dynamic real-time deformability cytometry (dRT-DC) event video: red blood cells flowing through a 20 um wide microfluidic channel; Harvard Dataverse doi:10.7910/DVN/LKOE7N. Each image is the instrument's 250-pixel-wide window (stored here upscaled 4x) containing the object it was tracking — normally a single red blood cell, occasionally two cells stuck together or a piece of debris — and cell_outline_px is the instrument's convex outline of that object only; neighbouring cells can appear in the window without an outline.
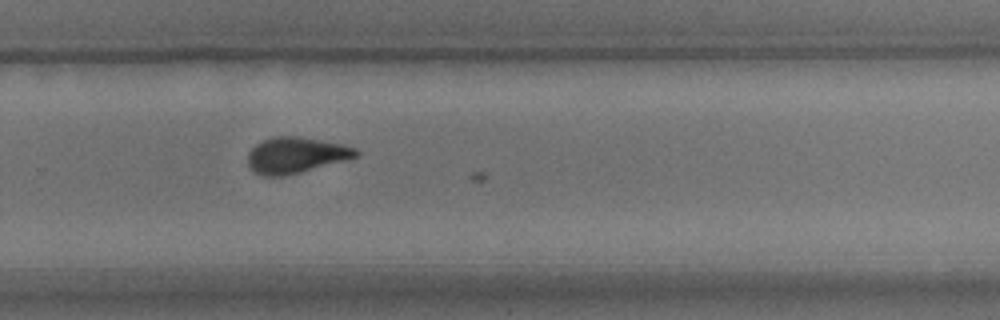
{"species": "common noctule bat (a hibernating species)", "species_latin": "Nyctalus noctula", "temperature_condition": "room temperature", "stored_images_in_passage": 23, "camera_frame_rate_fps": 3000, "um_per_image_px": 0.085, "animal": {"sex": "male", "body_mass_g": 15.6}, "frame": {"image": 1, "passage_image": 22, "time_ms": 7.0, "image_size_px": [1000, 320], "cell_outline_px": [[360, 152], [356, 156], [344, 160], [300, 172], [284, 176], [260, 176], [252, 172], [248, 164], [248, 152], [256, 144], [272, 136], [296, 136], [344, 144], [356, 148]], "centroid_in_image_um": [25.1, 13.19], "position_along_channel_um": 304.7, "area_um2": 22.6}}